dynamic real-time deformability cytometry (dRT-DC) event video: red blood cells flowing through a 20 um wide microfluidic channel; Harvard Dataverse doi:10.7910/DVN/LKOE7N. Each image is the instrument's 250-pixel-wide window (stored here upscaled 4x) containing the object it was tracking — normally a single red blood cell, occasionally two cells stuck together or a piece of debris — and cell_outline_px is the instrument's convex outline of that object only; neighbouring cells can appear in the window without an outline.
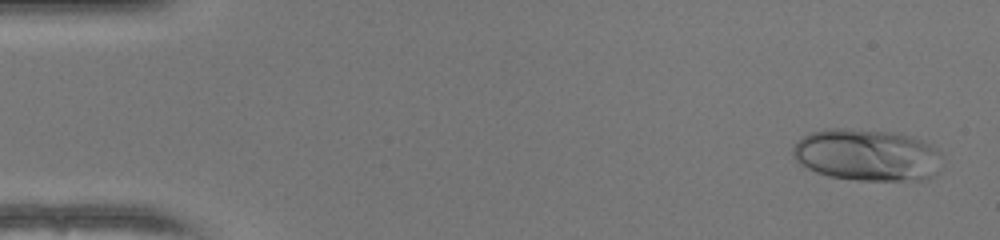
{"species": "human", "species_latin": "Homo sapiens", "temperature_condition": "warm", "stored_images_in_passage": 48, "camera_frame_rate_fps": 3000, "um_per_image_px": 0.085, "donor": {"sex": "female"}, "frame": {"image": 1, "passage_image": 1, "time_ms": 0.0, "image_size_px": [1000, 240], "cell_outline_px": [[940, 172], [924, 180], [856, 180], [828, 176], [816, 172], [800, 164], [792, 156], [792, 148], [804, 136], [812, 132], [828, 128], [848, 128], [896, 132], [912, 136], [924, 140], [932, 144], [940, 152]], "centroid_in_image_um": [73.74, 13.17], "position_along_channel_um": 11.3, "area_um2": 45.66}}
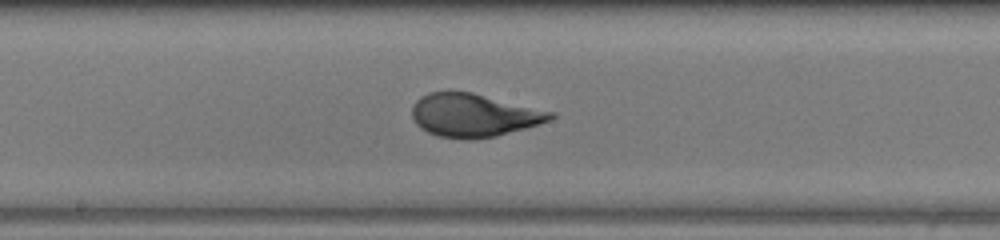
{"frame": {"image": 2, "passage_image": 25, "time_ms": 8.0, "image_size_px": [1000, 240], "cell_outline_px": [[556, 116], [540, 124], [496, 136], [472, 140], [468, 140], [436, 136], [420, 128], [416, 124], [412, 116], [412, 104], [420, 96], [428, 92], [448, 88], [472, 92], [556, 112]], "centroid_in_image_um": [40.22, 9.76], "position_along_channel_um": 208.0, "area_um2": 35.72}}
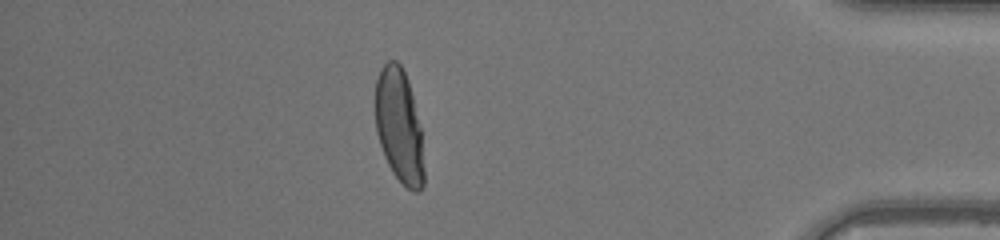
{"frame": {"image": 3, "passage_image": 42, "time_ms": 13.667, "image_size_px": [1000, 240], "cell_outline_px": [[424, 184], [420, 192], [412, 192], [392, 172], [384, 156], [376, 132], [376, 80], [380, 68], [388, 60], [396, 60], [400, 64], [408, 80], [420, 128], [424, 168]], "centroid_in_image_um": [33.92, 10.72], "position_along_channel_um": 401.3, "area_um2": 32.08}, "authors_computed_cell_mechanics": {"area_um2": 34.7667, "velocity_mm_per_s": 4.1498, "shape_relaxation_time_tau1_ms": 4.7724, "shape_relaxation_time_tau2_ms": null, "deformation_change_tau1": 0.2352, "deformation_change_tau2": null}}